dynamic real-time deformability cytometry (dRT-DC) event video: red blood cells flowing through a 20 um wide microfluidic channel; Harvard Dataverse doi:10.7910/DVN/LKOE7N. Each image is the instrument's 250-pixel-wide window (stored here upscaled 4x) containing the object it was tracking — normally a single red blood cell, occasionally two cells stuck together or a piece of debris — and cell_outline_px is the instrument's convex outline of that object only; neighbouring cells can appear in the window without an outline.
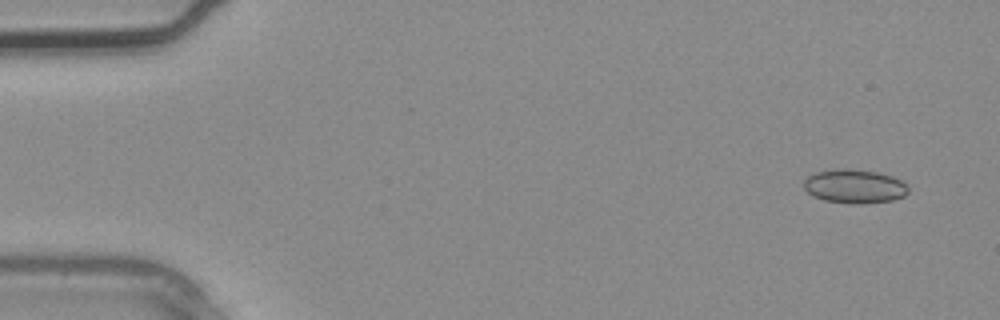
{"species": "common noctule bat (a hibernating species)", "species_latin": "Nyctalus noctula", "temperature_condition": "warm", "stored_images_in_passage": 3, "camera_frame_rate_fps": 3000, "um_per_image_px": 0.085, "animal": {"sex": "male", "body_mass_g": 20.4}, "frame": {"image": 1, "passage_image": 1, "time_ms": 0.0, "image_size_px": [1000, 320], "cell_outline_px": [[908, 192], [904, 196], [892, 200], [864, 204], [852, 204], [824, 200], [812, 196], [804, 188], [804, 180], [808, 176], [816, 172], [836, 168], [848, 168], [880, 172], [892, 176], [900, 180], [908, 188]], "centroid_in_image_um": [72.62, 15.83], "position_along_channel_um": 12.4, "area_um2": 20.81}}
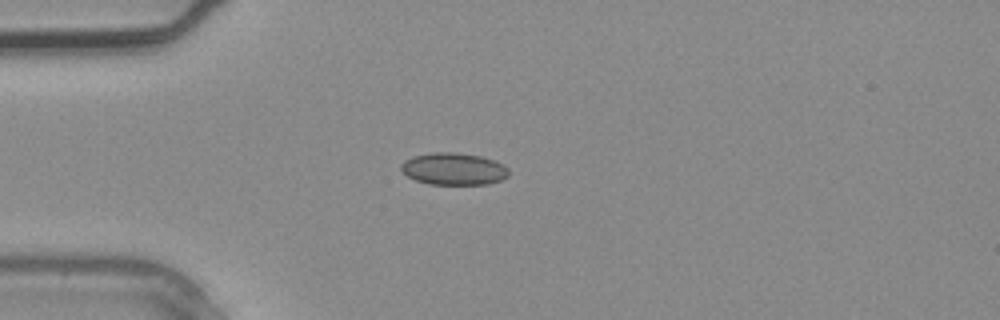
{"frame": {"image": 2, "passage_image": 3, "time_ms": 0.667, "image_size_px": [1000, 320], "cell_outline_px": [[508, 176], [500, 180], [488, 184], [428, 184], [416, 180], [408, 176], [400, 168], [400, 164], [404, 160], [412, 156], [432, 152], [456, 152], [480, 156], [504, 164], [508, 168]], "centroid_in_image_um": [38.55, 14.35], "position_along_channel_um": 46.5, "area_um2": 20.17}}